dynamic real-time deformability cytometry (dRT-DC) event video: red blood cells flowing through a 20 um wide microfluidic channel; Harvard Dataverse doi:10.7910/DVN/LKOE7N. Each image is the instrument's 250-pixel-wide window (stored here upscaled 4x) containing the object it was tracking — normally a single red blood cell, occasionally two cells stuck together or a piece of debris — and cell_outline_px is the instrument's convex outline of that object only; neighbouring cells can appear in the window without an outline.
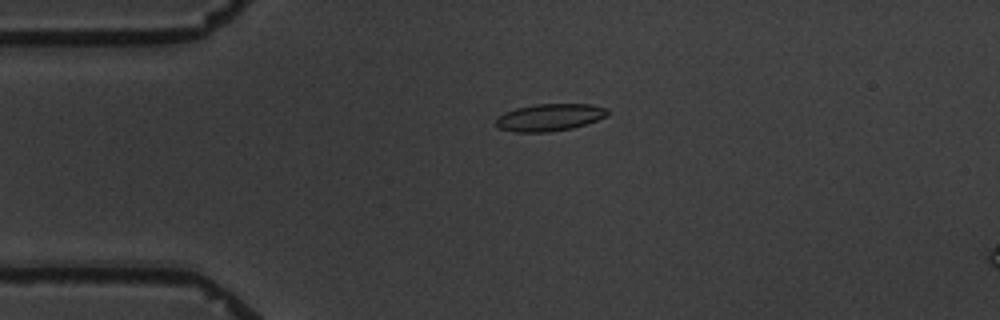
{"species": "common noctule bat (a hibernating species)", "species_latin": "Nyctalus noctula", "temperature_condition": "warm", "stored_images_in_passage": 5, "camera_frame_rate_fps": 3000, "um_per_image_px": 0.085, "animal": {"sex": "male", "body_mass_g": 19.5, "forearm_length_mm": 54.6}, "frame": {"image": 1, "passage_image": 4, "time_ms": 4.0, "image_size_px": [1000, 320], "cell_outline_px": [[608, 116], [572, 128], [548, 132], [512, 132], [500, 128], [496, 124], [496, 116], [504, 112], [516, 108], [536, 104], [592, 104], [608, 108]], "centroid_in_image_um": [46.7, 9.97], "position_along_channel_um": 38.3, "area_um2": 17.74}}